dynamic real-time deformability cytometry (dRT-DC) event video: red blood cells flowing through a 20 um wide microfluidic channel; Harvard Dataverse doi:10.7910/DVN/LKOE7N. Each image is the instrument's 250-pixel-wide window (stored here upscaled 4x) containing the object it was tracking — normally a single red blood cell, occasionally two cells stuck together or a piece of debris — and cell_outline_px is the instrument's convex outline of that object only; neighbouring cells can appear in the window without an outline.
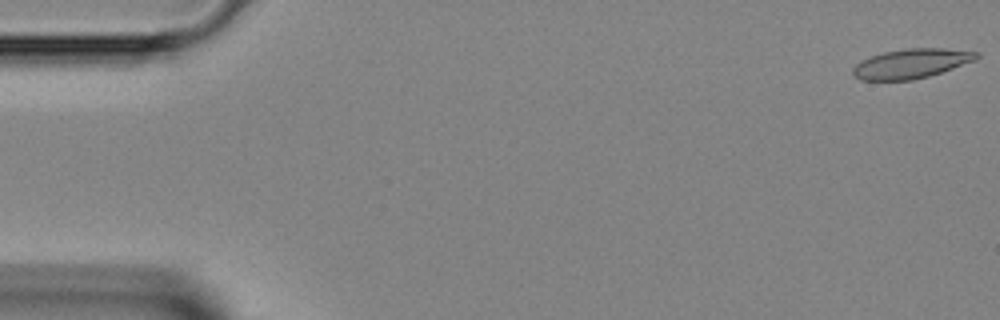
{"species": "Egyptian fruit bat (a non-hibernating species)", "species_latin": "Rousettus aegyptiacus", "temperature_condition": "room temperature", "stored_images_in_passage": 33, "camera_frame_rate_fps": 3000, "um_per_image_px": 0.085, "animal": {"sex": "female"}, "frame": {"image": 1, "passage_image": 1, "time_ms": 0.0, "image_size_px": [1000, 320], "cell_outline_px": [[980, 56], [976, 60], [928, 76], [912, 80], [860, 80], [852, 72], [852, 68], [860, 60], [884, 52], [904, 48], [944, 48], [980, 52]], "centroid_in_image_um": [77.46, 5.39], "position_along_channel_um": 7.5, "area_um2": 21.21}}
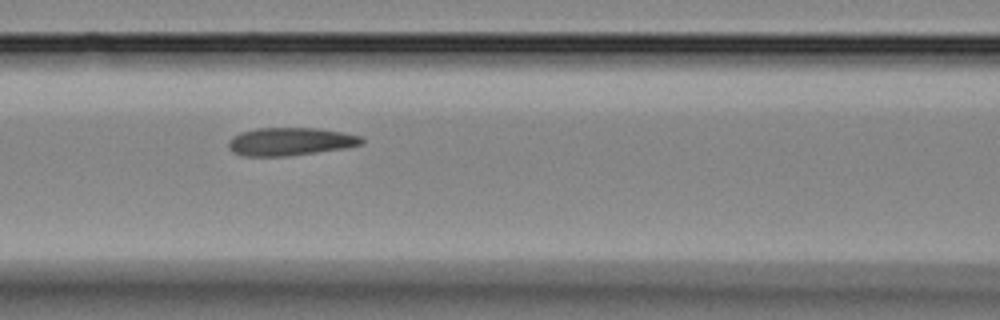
{"frame": {"image": 2, "passage_image": 19, "time_ms": 6.0, "image_size_px": [1000, 320], "cell_outline_px": [[364, 144], [348, 148], [288, 156], [244, 156], [232, 152], [228, 148], [228, 140], [232, 136], [240, 132], [256, 128], [320, 128], [360, 136], [364, 140]], "centroid_in_image_um": [24.66, 12.03], "position_along_channel_um": 141.9, "area_um2": 21.96}}
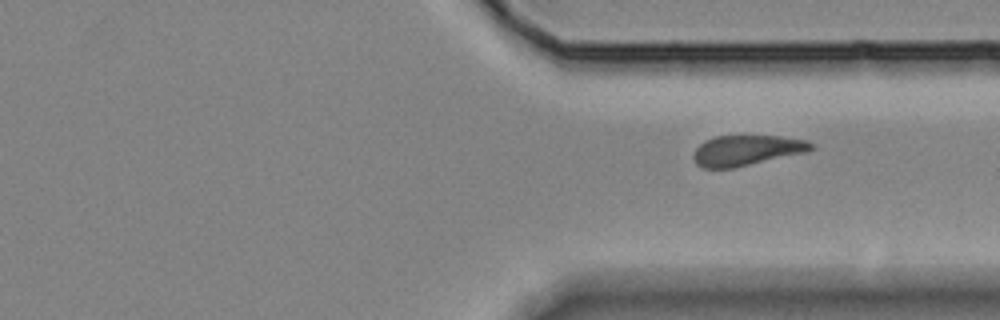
{"frame": {"image": 3, "passage_image": 33, "time_ms": 10.667, "image_size_px": [1000, 320], "cell_outline_px": [[812, 148], [808, 152], [736, 168], [704, 168], [696, 164], [692, 156], [696, 148], [704, 140], [716, 136], [780, 136], [808, 140], [812, 144]], "centroid_in_image_um": [63.46, 12.79], "position_along_channel_um": 347.9, "area_um2": 21.04}}